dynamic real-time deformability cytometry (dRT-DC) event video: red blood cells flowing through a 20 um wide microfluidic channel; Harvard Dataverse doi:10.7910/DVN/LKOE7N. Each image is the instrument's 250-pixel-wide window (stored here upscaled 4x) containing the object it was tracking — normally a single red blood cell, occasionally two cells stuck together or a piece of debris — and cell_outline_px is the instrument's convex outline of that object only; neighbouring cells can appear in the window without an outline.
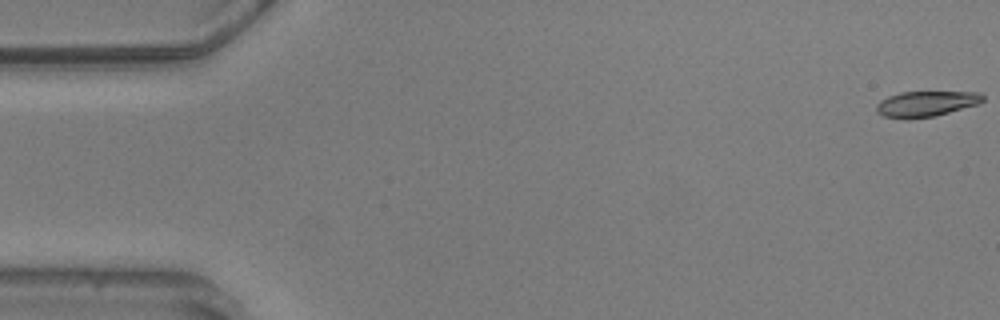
{"species": "common noctule bat (a hibernating species)", "species_latin": "Nyctalus noctula", "temperature_condition": "warm", "stored_images_in_passage": 3, "camera_frame_rate_fps": 3000, "um_per_image_px": 0.085, "animal": {"sex": "male", "body_mass_g": 20.5, "forearm_length_mm": 52.5}, "frame": {"image": 1, "passage_image": 1, "time_ms": 0.0, "image_size_px": [1000, 320], "cell_outline_px": [[984, 100], [980, 104], [936, 116], [904, 120], [884, 116], [876, 112], [876, 104], [880, 100], [888, 96], [900, 92], [980, 92], [984, 96]], "centroid_in_image_um": [78.71, 8.84], "position_along_channel_um": 6.3, "area_um2": 16.18}}